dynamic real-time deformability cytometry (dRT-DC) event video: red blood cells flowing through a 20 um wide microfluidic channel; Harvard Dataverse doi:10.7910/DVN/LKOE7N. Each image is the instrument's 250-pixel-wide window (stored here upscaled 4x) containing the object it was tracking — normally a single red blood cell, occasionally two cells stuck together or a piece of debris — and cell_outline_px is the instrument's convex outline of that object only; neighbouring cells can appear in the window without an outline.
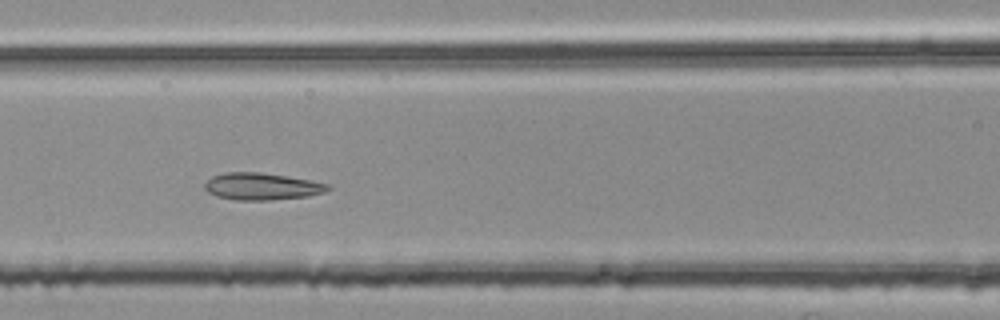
{"species": "common noctule bat (a hibernating species)", "species_latin": "Nyctalus noctula", "temperature_condition": "room temperature", "stored_images_in_passage": 44, "segment_of_instrument_passage": [2, 2], "camera_frame_rate_fps": 3000, "um_per_image_px": 0.085, "animal": {"sex": "female", "body_mass_g": 25.1}, "frame": {"image": 1, "passage_image": 17, "time_ms": 5.333, "image_size_px": [1000, 320], "cell_outline_px": [[332, 188], [324, 192], [308, 196], [268, 200], [232, 200], [216, 196], [208, 192], [204, 188], [204, 184], [212, 176], [224, 172], [260, 172], [288, 176], [328, 184]], "centroid_in_image_um": [22.22, 15.84], "position_along_channel_um": 144.4, "area_um2": 19.42}}
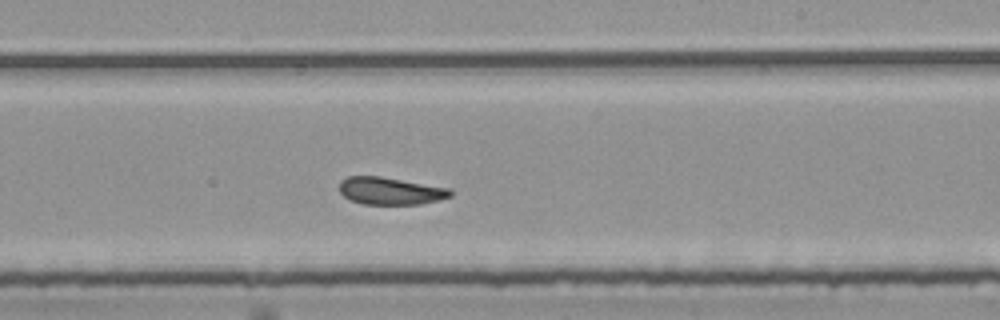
{"frame": {"image": 2, "passage_image": 26, "time_ms": 8.333, "image_size_px": [1000, 320], "cell_outline_px": [[452, 196], [420, 204], [364, 204], [352, 200], [344, 196], [340, 192], [340, 180], [348, 176], [380, 176], [448, 188], [452, 192]], "centroid_in_image_um": [33.15, 16.22], "position_along_channel_um": 255.9, "area_um2": 17.46}}
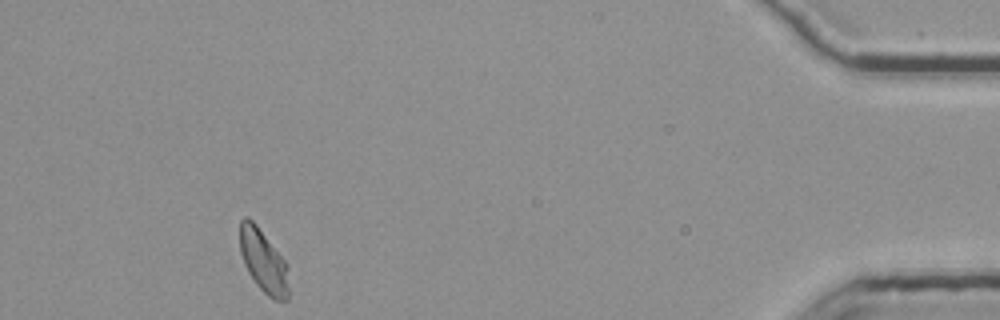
{"frame": {"image": 3, "passage_image": 44, "time_ms": 14.333, "image_size_px": [1000, 320], "cell_outline_px": [[288, 300], [272, 300], [256, 284], [248, 272], [244, 264], [240, 252], [240, 220], [244, 216], [248, 216], [256, 224], [288, 264]], "centroid_in_image_um": [22.39, 22.19], "position_along_channel_um": 412.8, "area_um2": 18.03}}